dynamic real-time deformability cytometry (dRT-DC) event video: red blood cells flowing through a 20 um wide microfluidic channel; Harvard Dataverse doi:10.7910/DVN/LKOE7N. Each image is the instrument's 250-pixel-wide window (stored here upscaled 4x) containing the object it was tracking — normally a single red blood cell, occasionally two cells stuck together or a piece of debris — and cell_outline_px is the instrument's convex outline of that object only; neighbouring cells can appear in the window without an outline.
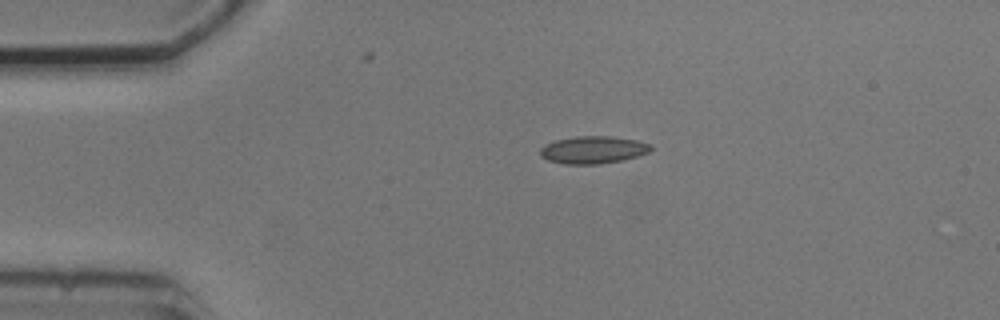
{"species": "common noctule bat (a hibernating species)", "species_latin": "Nyctalus noctula", "temperature_condition": "cold", "stored_images_in_passage": 2, "camera_frame_rate_fps": 3000, "um_per_image_px": 0.085, "animal": {"sex": "male", "body_mass_g": 20.5, "forearm_length_mm": 52.5}, "frame": {"image": 1, "passage_image": 1, "time_ms": 0.0, "image_size_px": [1000, 320], "cell_outline_px": [[652, 148], [648, 152], [624, 160], [600, 164], [564, 164], [548, 160], [540, 156], [540, 148], [544, 144], [556, 140], [576, 136], [608, 136], [636, 140], [652, 144]], "centroid_in_image_um": [50.39, 12.74], "position_along_channel_um": 34.6, "area_um2": 17.74}}